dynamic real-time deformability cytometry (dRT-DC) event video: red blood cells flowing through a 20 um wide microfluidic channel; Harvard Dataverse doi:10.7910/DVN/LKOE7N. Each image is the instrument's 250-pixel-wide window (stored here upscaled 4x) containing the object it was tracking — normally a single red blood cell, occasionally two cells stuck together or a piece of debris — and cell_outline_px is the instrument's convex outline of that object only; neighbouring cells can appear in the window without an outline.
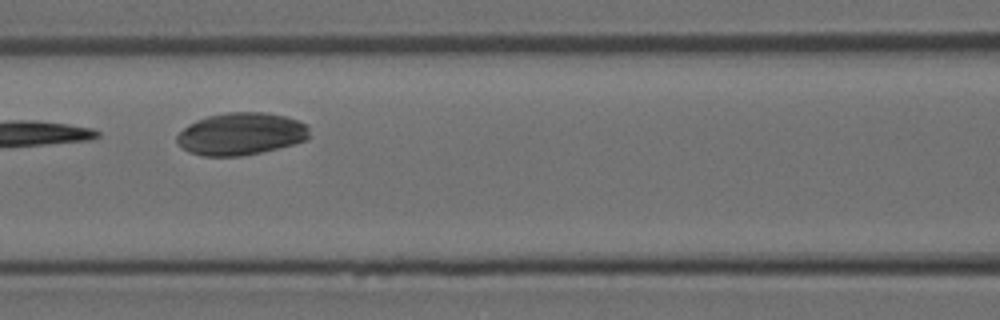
{"species": "Egyptian fruit bat (a non-hibernating species)", "species_latin": "Rousettus aegyptiacus", "temperature_condition": "room temperature", "stored_images_in_passage": 7, "camera_frame_rate_fps": 3000, "um_per_image_px": 0.085, "animal": {"sex": "female"}, "frame": {"image": 1, "passage_image": 7, "time_ms": 2.0, "image_size_px": [1000, 320], "cell_outline_px": [[312, 136], [308, 140], [260, 152], [240, 156], [204, 156], [188, 152], [176, 140], [176, 136], [188, 124], [196, 120], [208, 116], [224, 112], [268, 112], [300, 120], [308, 124]], "centroid_in_image_um": [20.53, 11.36], "position_along_channel_um": 146.1, "area_um2": 32.95}}